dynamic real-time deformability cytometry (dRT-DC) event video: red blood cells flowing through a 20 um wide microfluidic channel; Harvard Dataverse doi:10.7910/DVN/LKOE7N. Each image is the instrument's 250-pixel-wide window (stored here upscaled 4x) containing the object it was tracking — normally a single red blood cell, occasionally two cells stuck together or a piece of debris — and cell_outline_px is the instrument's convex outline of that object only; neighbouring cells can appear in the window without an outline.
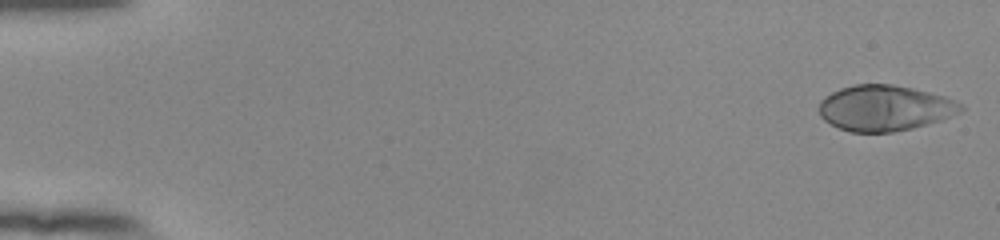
{"species": "human", "species_latin": "Homo sapiens", "temperature_condition": "room temperature", "stored_images_in_passage": 53, "camera_frame_rate_fps": 3000, "um_per_image_px": 0.085, "donor": {"sex": "female"}, "frame": {"image": 1, "passage_image": 1, "time_ms": 0.0, "image_size_px": [1000, 240], "cell_outline_px": [[964, 108], [960, 112], [940, 120], [912, 128], [892, 132], [852, 132], [840, 128], [824, 120], [820, 116], [820, 100], [824, 96], [840, 88], [852, 84], [892, 84], [912, 88], [944, 96], [964, 104]], "centroid_in_image_um": [75.19, 9.17], "position_along_channel_um": 9.8, "area_um2": 37.63}}
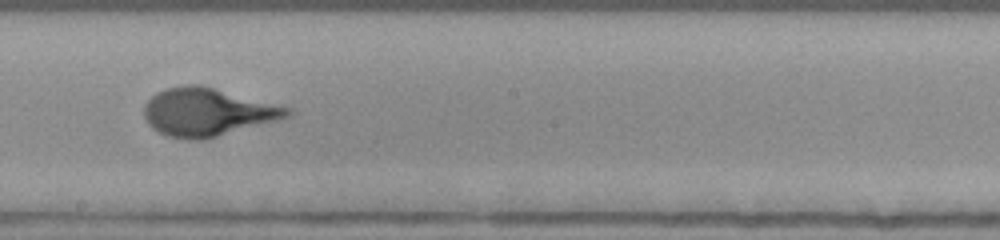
{"frame": {"image": 2, "passage_image": 31, "time_ms": 10.0, "image_size_px": [1000, 240], "cell_outline_px": [[292, 116], [204, 140], [188, 140], [168, 136], [152, 128], [148, 124], [144, 116], [144, 104], [156, 92], [168, 88], [184, 84], [200, 84], [292, 108]], "centroid_in_image_um": [17.63, 9.53], "position_along_channel_um": 230.6, "area_um2": 40.11}}
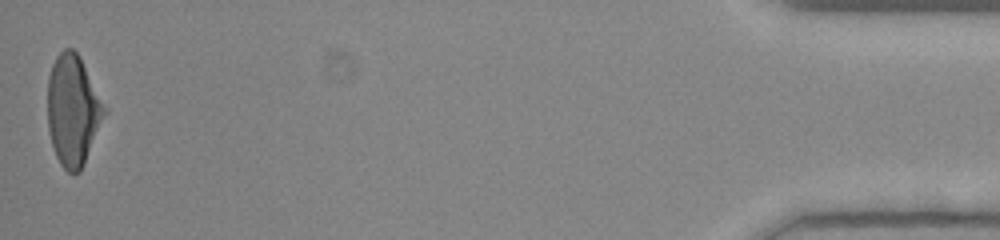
{"frame": {"image": 3, "passage_image": 53, "time_ms": 17.333, "image_size_px": [1000, 240], "cell_outline_px": [[108, 112], [84, 164], [80, 172], [68, 172], [60, 164], [56, 156], [52, 144], [48, 128], [48, 76], [52, 64], [56, 56], [64, 48], [72, 48], [80, 56], [108, 108]], "centroid_in_image_um": [6.23, 9.36], "position_along_channel_um": 429.0, "area_um2": 37.17}}